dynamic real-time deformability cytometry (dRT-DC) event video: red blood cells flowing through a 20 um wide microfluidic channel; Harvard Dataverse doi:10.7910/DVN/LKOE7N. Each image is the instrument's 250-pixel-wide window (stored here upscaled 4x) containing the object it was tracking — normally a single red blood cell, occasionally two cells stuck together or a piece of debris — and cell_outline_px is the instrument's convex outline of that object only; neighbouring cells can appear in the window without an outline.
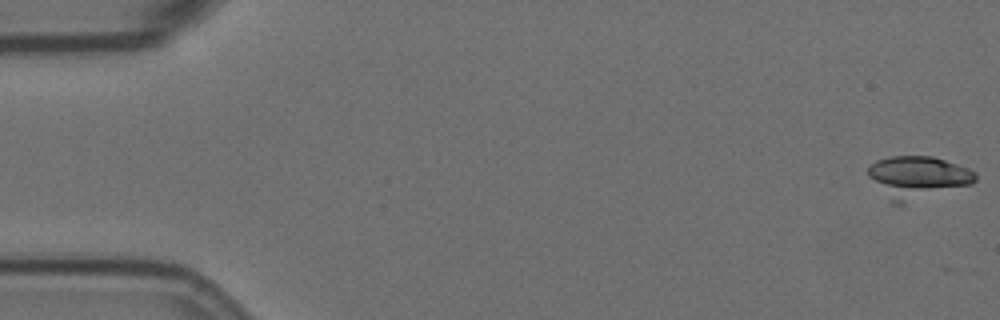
{"species": "Egyptian fruit bat (a non-hibernating species)", "species_latin": "Rousettus aegyptiacus", "temperature_condition": "room temperature", "stored_images_in_passage": 52, "camera_frame_rate_fps": 3000, "um_per_image_px": 0.085, "animal": {"sex": "female"}, "frame": {"image": 1, "passage_image": 1, "time_ms": 0.0, "image_size_px": [1000, 320], "cell_outline_px": [[976, 180], [972, 184], [904, 204], [892, 204], [868, 176], [868, 168], [876, 160], [892, 156], [932, 156], [968, 168], [976, 172]], "centroid_in_image_um": [77.99, 15.08], "position_along_channel_um": 7.0, "area_um2": 26.41}}
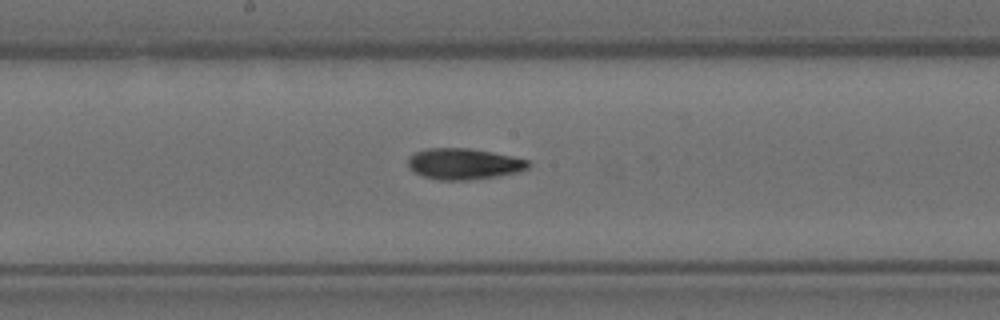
{"frame": {"image": 2, "passage_image": 30, "time_ms": 9.667, "image_size_px": [1000, 320], "cell_outline_px": [[532, 164], [528, 168], [520, 172], [500, 176], [468, 180], [440, 180], [424, 176], [412, 172], [408, 168], [408, 156], [424, 148], [468, 148], [492, 152], [512, 156], [528, 160]], "centroid_in_image_um": [39.43, 13.93], "position_along_channel_um": 208.8, "area_um2": 22.08}}
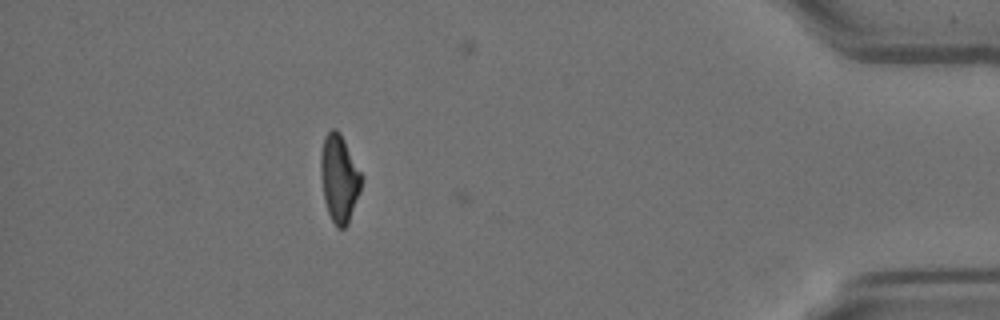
{"frame": {"image": 3, "passage_image": 51, "time_ms": 16.667, "image_size_px": [1000, 320], "cell_outline_px": [[364, 180], [360, 192], [348, 224], [344, 228], [336, 228], [328, 212], [324, 200], [320, 176], [320, 152], [324, 136], [332, 128], [336, 128], [340, 132], [364, 176]], "centroid_in_image_um": [28.84, 15.14], "position_along_channel_um": 406.4, "area_um2": 21.27}, "authors_computed_cell_mechanics": {"area_um2": 21.4149, "velocity_mm_per_s": 3.5794, "shape_relaxation_time_tau1_ms": 4.8836, "shape_relaxation_time_tau2_ms": 4.4182, "deformation_change_tau1": 0.1834, "deformation_change_tau2": 0.1205}}